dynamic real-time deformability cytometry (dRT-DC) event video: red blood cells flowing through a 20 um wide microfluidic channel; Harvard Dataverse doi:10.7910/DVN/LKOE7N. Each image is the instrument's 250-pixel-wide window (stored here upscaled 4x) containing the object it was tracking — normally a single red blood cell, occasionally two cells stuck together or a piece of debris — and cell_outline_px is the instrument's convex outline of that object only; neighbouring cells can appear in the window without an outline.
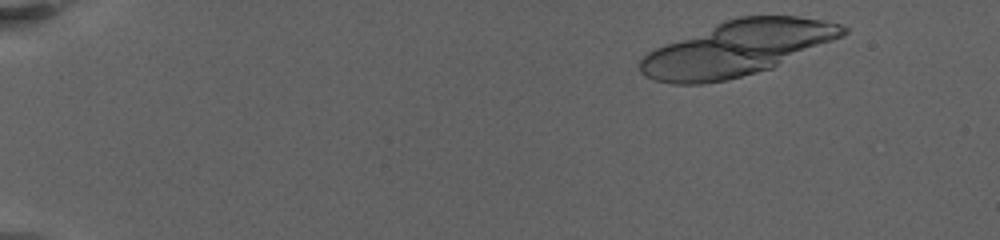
{"species": "human", "species_latin": "Homo sapiens", "temperature_condition": "warm", "stored_images_in_passage": 18, "camera_frame_rate_fps": 3000, "um_per_image_px": 0.085, "donor": {"sex": "female"}, "frame": {"image": 1, "passage_image": 1, "time_ms": 0.0, "image_size_px": [1000, 240], "cell_outline_px": [[848, 32], [832, 40], [772, 68], [728, 80], [704, 84], [672, 84], [652, 80], [644, 76], [640, 72], [640, 60], [648, 52], [664, 44], [724, 20], [740, 16], [796, 16], [820, 20], [840, 24], [848, 28]], "centroid_in_image_um": [62.6, 4.13], "position_along_channel_um": 22.4, "area_um2": 64.22}}
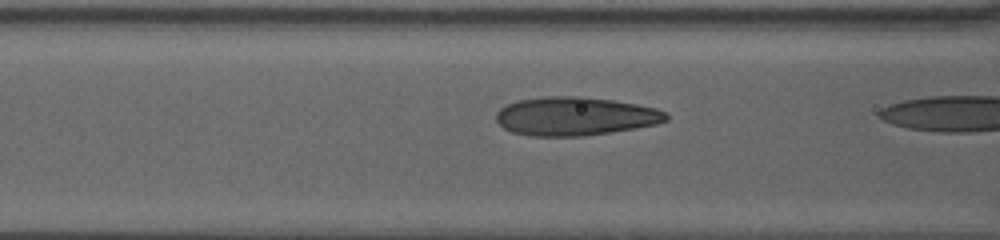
{"frame": {"image": 2, "passage_image": 17, "time_ms": 6.667, "image_size_px": [1000, 240], "cell_outline_px": [[668, 120], [656, 124], [636, 128], [612, 132], [580, 136], [532, 136], [512, 132], [504, 128], [496, 120], [496, 112], [500, 108], [508, 104], [520, 100], [544, 96], [584, 96], [612, 100], [636, 104], [656, 108], [664, 112], [668, 116]], "centroid_in_image_um": [48.88, 9.88], "position_along_channel_um": 117.7, "area_um2": 38.15}}